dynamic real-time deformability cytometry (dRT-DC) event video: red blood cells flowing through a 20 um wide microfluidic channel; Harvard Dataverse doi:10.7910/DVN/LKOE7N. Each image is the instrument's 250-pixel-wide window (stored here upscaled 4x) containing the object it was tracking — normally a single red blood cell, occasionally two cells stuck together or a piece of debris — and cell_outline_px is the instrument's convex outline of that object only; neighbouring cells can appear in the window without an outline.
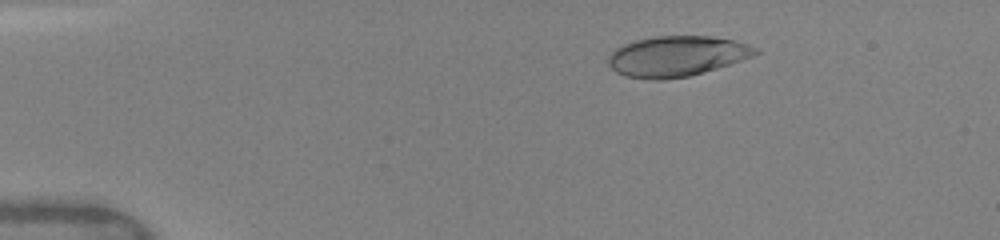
{"species": "human", "species_latin": "Homo sapiens", "temperature_condition": "warm", "stored_images_in_passage": 40, "camera_frame_rate_fps": 3000, "um_per_image_px": 0.085, "donor": {"sex": "female"}, "frame": {"image": 1, "passage_image": 11, "time_ms": 2.667, "image_size_px": [1000, 240], "cell_outline_px": [[760, 52], [752, 56], [716, 68], [688, 76], [664, 80], [652, 80], [624, 76], [616, 72], [608, 64], [608, 56], [616, 48], [624, 44], [636, 40], [656, 36], [712, 36], [732, 40], [748, 44], [760, 48]], "centroid_in_image_um": [57.5, 4.78], "position_along_channel_um": 27.5, "area_um2": 34.56}}
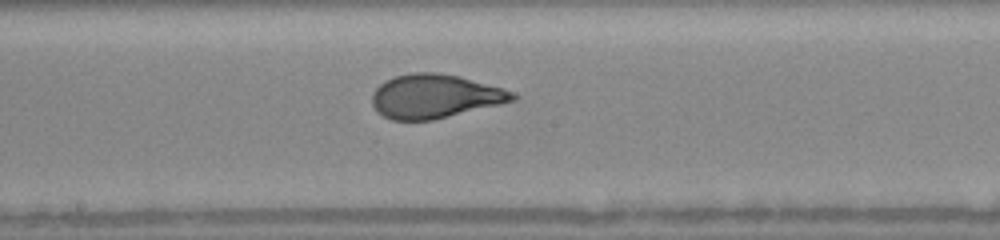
{"frame": {"image": 2, "passage_image": 21, "time_ms": 9.0, "image_size_px": [1000, 240], "cell_outline_px": [[520, 96], [516, 100], [500, 104], [432, 120], [392, 120], [376, 112], [372, 104], [372, 92], [380, 84], [396, 76], [412, 72], [436, 72], [460, 76], [504, 88]], "centroid_in_image_um": [36.97, 8.18], "position_along_channel_um": 211.2, "area_um2": 35.95}}
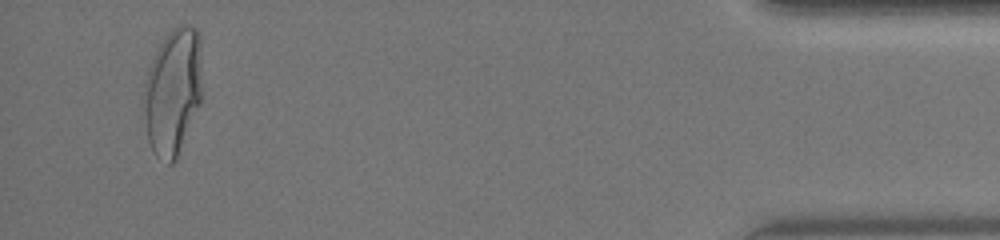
{"frame": {"image": 3, "passage_image": 39, "time_ms": 15.667, "image_size_px": [1000, 240], "cell_outline_px": [[200, 100], [176, 160], [172, 164], [168, 164], [156, 156], [148, 140], [140, 100], [144, 80], [148, 68], [164, 36], [176, 24], [188, 24], [196, 28], [200, 36]], "centroid_in_image_um": [14.63, 7.76], "position_along_channel_um": 420.6, "area_um2": 43.47}, "authors_computed_cell_mechanics": {"area_um2": 35.7204, "velocity_mm_per_s": 4.0998, "shape_relaxation_time_tau1_ms": 3.9315, "shape_relaxation_time_tau2_ms": null, "deformation_change_tau1": 0.1816, "deformation_change_tau2": null}}